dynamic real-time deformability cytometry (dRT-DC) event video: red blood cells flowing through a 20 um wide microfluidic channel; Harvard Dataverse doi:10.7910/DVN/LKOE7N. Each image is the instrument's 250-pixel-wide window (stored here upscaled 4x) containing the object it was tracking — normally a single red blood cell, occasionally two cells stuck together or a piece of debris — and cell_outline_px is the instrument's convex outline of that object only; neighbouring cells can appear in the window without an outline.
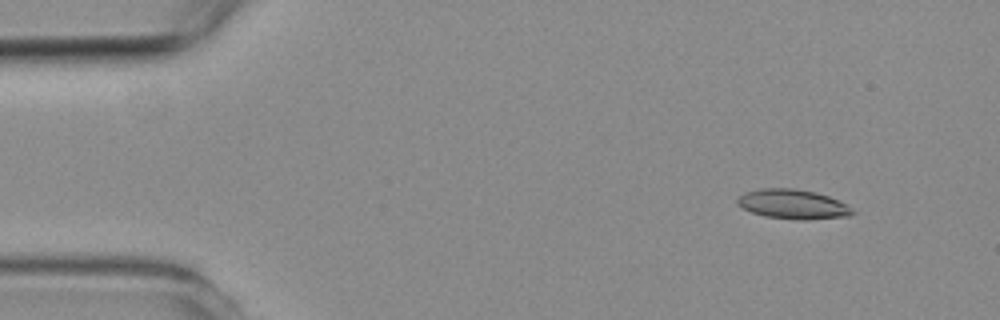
{"species": "common noctule bat (a hibernating species)", "species_latin": "Nyctalus noctula", "temperature_condition": "room temperature", "stored_images_in_passage": 5, "segment_of_instrument_passage": [1, 2], "camera_frame_rate_fps": 3000, "um_per_image_px": 0.085, "animal": {"sex": "female", "body_mass_g": 19.3, "forearm_length_mm": 54.1}, "frame": {"image": 1, "passage_image": 1, "time_ms": 0.0, "image_size_px": [1000, 320], "cell_outline_px": [[856, 212], [848, 216], [804, 220], [796, 220], [764, 216], [752, 212], [736, 204], [736, 200], [744, 192], [760, 188], [792, 188], [816, 192], [828, 196], [844, 204]], "centroid_in_image_um": [67.35, 17.35], "position_along_channel_um": 17.7, "area_um2": 19.71}}
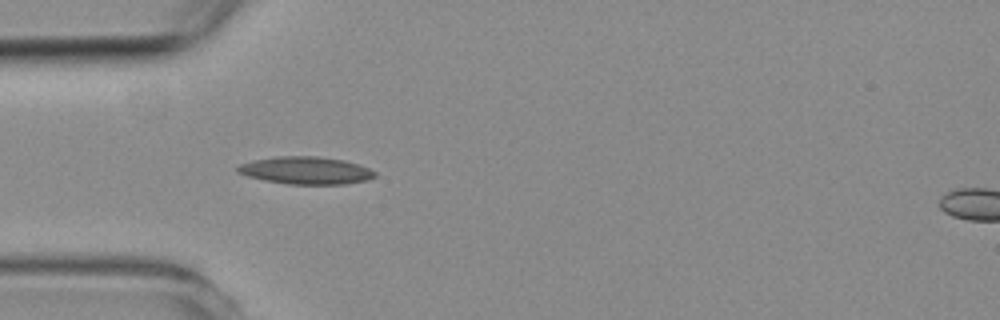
{"frame": {"image": 2, "passage_image": 4, "time_ms": 3.333, "image_size_px": [1000, 320], "cell_outline_px": [[376, 176], [368, 180], [344, 184], [288, 184], [264, 180], [248, 176], [236, 172], [236, 168], [240, 164], [252, 160], [276, 156], [316, 156], [344, 160], [360, 164], [376, 172]], "centroid_in_image_um": [26.0, 14.48], "position_along_channel_um": 59.0, "area_um2": 22.08}}